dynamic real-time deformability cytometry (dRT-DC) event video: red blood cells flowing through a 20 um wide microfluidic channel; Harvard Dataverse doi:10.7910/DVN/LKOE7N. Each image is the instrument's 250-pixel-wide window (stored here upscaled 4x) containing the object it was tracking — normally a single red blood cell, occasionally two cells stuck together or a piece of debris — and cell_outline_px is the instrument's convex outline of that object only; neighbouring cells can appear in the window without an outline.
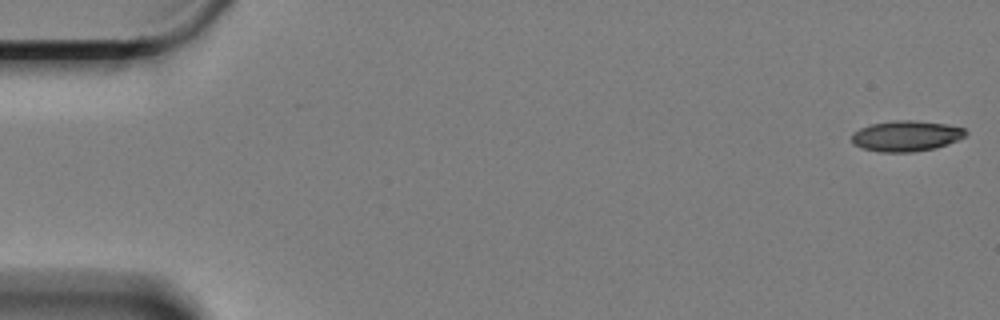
{"species": "Egyptian fruit bat (a non-hibernating species)", "species_latin": "Rousettus aegyptiacus", "temperature_condition": "cold", "stored_images_in_passage": 56, "camera_frame_rate_fps": 3000, "um_per_image_px": 0.085, "animal": {"sex": "female"}, "frame": {"image": 1, "passage_image": 1, "time_ms": 0.0, "image_size_px": [1000, 320], "cell_outline_px": [[968, 132], [964, 136], [948, 144], [936, 148], [912, 152], [880, 152], [860, 148], [852, 144], [852, 132], [860, 128], [872, 124], [892, 120], [916, 120], [948, 124], [964, 128]], "centroid_in_image_um": [77.0, 11.55], "position_along_channel_um": 8.0, "area_um2": 20.58}}
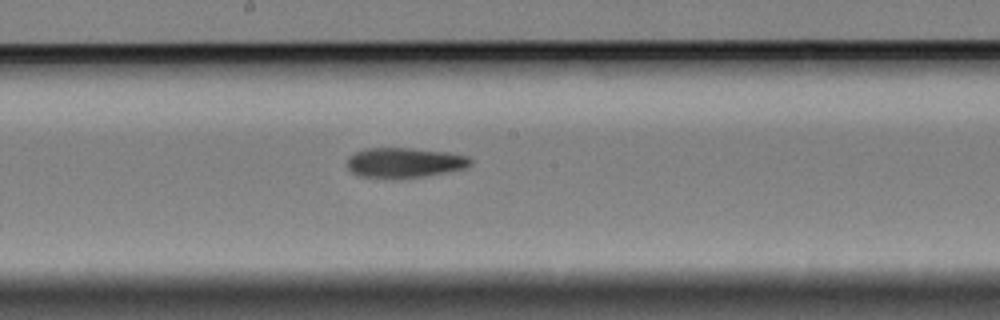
{"frame": {"image": 2, "passage_image": 32, "time_ms": 10.333, "image_size_px": [1000, 320], "cell_outline_px": [[472, 164], [464, 168], [424, 176], [360, 176], [352, 172], [348, 168], [348, 156], [364, 148], [408, 148], [448, 152], [468, 156], [472, 160]], "centroid_in_image_um": [34.39, 13.78], "position_along_channel_um": 213.8, "area_um2": 20.87}}
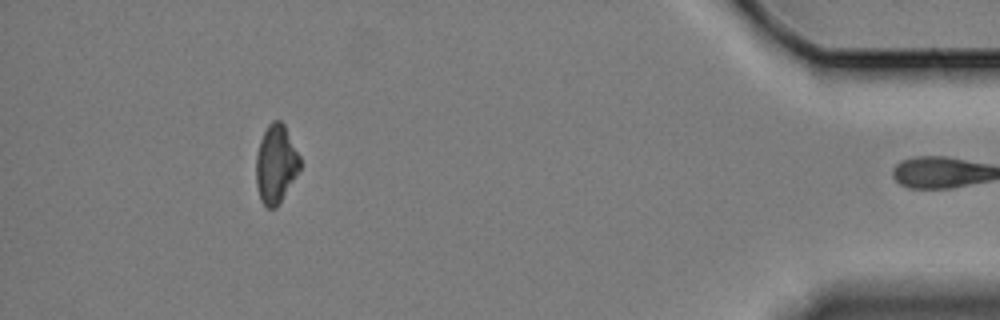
{"frame": {"image": 3, "passage_image": 55, "time_ms": 18.0, "image_size_px": [1000, 320], "cell_outline_px": [[300, 168], [276, 208], [268, 208], [260, 200], [256, 184], [256, 156], [260, 140], [268, 124], [272, 120], [280, 120], [284, 124], [300, 156]], "centroid_in_image_um": [23.43, 13.92], "position_along_channel_um": 411.8, "area_um2": 19.88}, "authors_computed_cell_mechanics": {"area_um2": 21.2415, "velocity_mm_per_s": 3.3162, "shape_relaxation_time_tau1_ms": null, "shape_relaxation_time_tau2_ms": 8.1096, "deformation_change_tau1": null, "deformation_change_tau2": 0.1734}}